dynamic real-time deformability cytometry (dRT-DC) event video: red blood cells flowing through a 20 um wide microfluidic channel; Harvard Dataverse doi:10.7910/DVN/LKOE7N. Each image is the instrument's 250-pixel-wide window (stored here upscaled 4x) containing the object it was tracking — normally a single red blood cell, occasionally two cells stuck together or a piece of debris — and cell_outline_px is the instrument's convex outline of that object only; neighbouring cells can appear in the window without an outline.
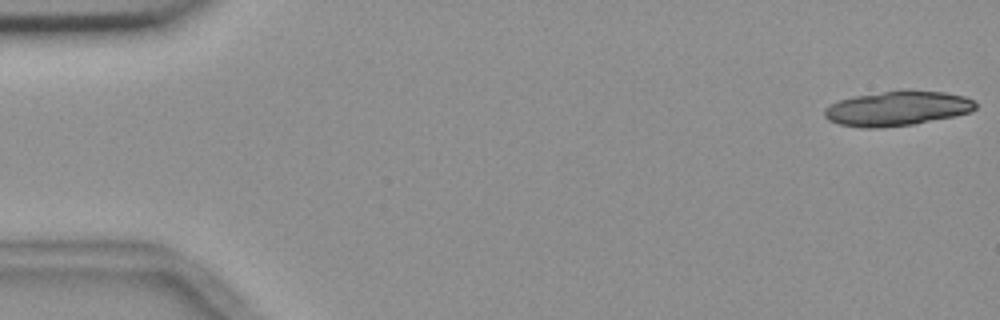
{"species": "common noctule bat (a hibernating species)", "species_latin": "Nyctalus noctula", "temperature_condition": "room temperature", "stored_images_in_passage": 19, "camera_frame_rate_fps": 3000, "um_per_image_px": 0.085, "animal": {"sex": "female", "body_mass_g": 18.4}, "frame": {"image": 1, "passage_image": 1, "time_ms": 0.0, "image_size_px": [1000, 320], "cell_outline_px": [[976, 108], [972, 112], [956, 116], [912, 124], [880, 128], [860, 128], [840, 124], [828, 120], [824, 116], [824, 108], [840, 100], [852, 96], [904, 88], [944, 92], [964, 96], [972, 100], [976, 104]], "centroid_in_image_um": [76.27, 9.2], "position_along_channel_um": 8.7, "area_um2": 31.04}}